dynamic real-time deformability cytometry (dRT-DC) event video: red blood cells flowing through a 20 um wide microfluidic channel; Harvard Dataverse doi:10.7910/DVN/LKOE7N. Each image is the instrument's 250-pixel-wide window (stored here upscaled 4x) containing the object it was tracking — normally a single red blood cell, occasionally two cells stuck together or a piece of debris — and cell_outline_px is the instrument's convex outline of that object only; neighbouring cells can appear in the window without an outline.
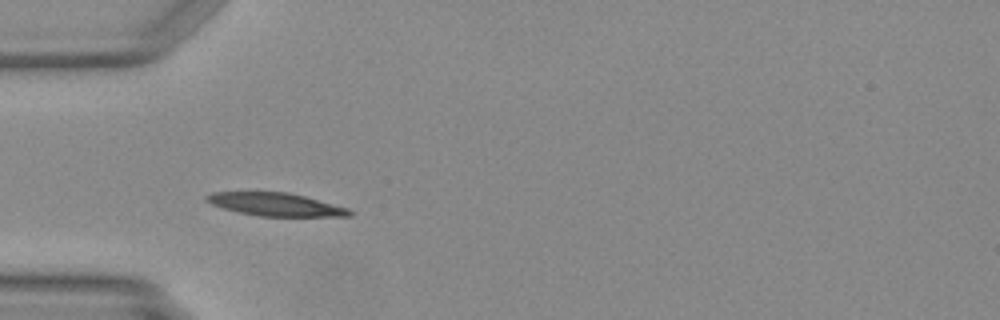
{"species": "Egyptian fruit bat (a non-hibernating species)", "species_latin": "Rousettus aegyptiacus", "temperature_condition": "warm", "stored_images_in_passage": 35, "camera_frame_rate_fps": 3000, "um_per_image_px": 0.085, "animal": {"sex": "female"}, "frame": {"image": 1, "passage_image": 1, "time_ms": 0.0, "image_size_px": [1000, 320], "cell_outline_px": [[352, 216], [260, 216], [240, 212], [224, 208], [212, 204], [204, 200], [204, 196], [212, 192], [288, 192], [304, 196], [348, 208], [352, 212]], "centroid_in_image_um": [23.41, 17.37], "position_along_channel_um": 61.6, "area_um2": 18.96}}